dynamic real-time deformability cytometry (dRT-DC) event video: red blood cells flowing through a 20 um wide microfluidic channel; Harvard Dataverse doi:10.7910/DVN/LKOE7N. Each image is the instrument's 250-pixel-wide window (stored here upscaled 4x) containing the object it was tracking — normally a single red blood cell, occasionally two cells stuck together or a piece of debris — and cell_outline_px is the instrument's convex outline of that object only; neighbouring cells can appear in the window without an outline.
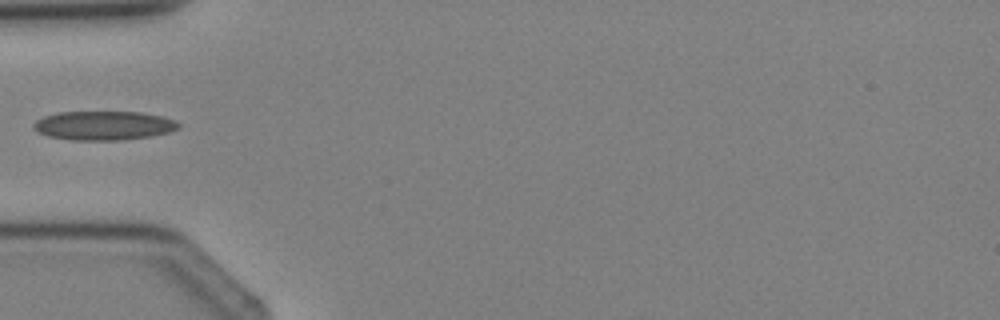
{"species": "Egyptian fruit bat (a non-hibernating species)", "species_latin": "Rousettus aegyptiacus", "temperature_condition": "cold", "stored_images_in_passage": 2, "camera_frame_rate_fps": 3000, "um_per_image_px": 0.085, "animal": {"sex": "female"}, "frame": {"image": 1, "passage_image": 2, "time_ms": 1.333, "image_size_px": [1000, 320], "cell_outline_px": [[180, 128], [168, 132], [148, 136], [124, 140], [72, 140], [48, 136], [36, 132], [32, 128], [32, 124], [36, 120], [44, 116], [56, 112], [140, 112], [160, 116], [172, 120], [180, 124]], "centroid_in_image_um": [8.74, 10.67], "position_along_channel_um": 76.3, "area_um2": 24.51}}